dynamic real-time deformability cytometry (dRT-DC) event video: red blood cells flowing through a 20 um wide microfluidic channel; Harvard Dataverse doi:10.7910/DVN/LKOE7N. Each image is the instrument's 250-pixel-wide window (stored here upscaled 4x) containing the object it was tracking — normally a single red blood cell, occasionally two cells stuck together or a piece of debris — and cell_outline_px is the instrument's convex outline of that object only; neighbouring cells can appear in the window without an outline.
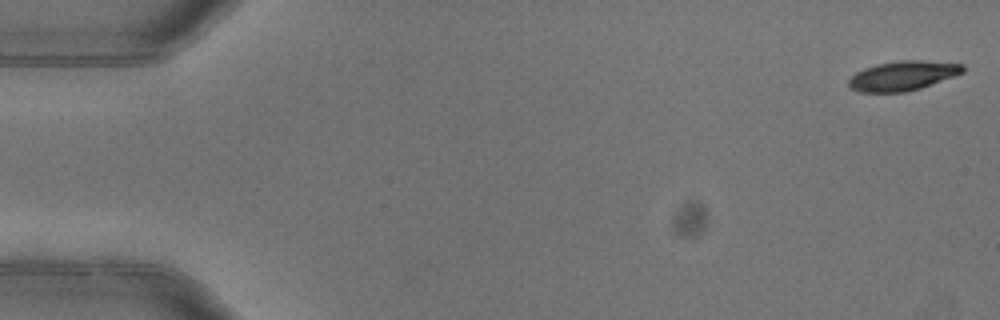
{"species": "common noctule bat (a hibernating species)", "species_latin": "Nyctalus noctula", "temperature_condition": "warm", "stored_images_in_passage": 5, "camera_frame_rate_fps": 3000, "um_per_image_px": 0.085, "animal": {"sex": "female"}, "frame": {"image": 1, "passage_image": 1, "time_ms": 0.0, "image_size_px": [1000, 320], "cell_outline_px": [[964, 72], [920, 88], [904, 92], [860, 92], [852, 88], [848, 84], [848, 80], [856, 72], [864, 68], [876, 64], [900, 60], [920, 60], [964, 64]], "centroid_in_image_um": [76.72, 6.43], "position_along_channel_um": 8.3, "area_um2": 19.48}}
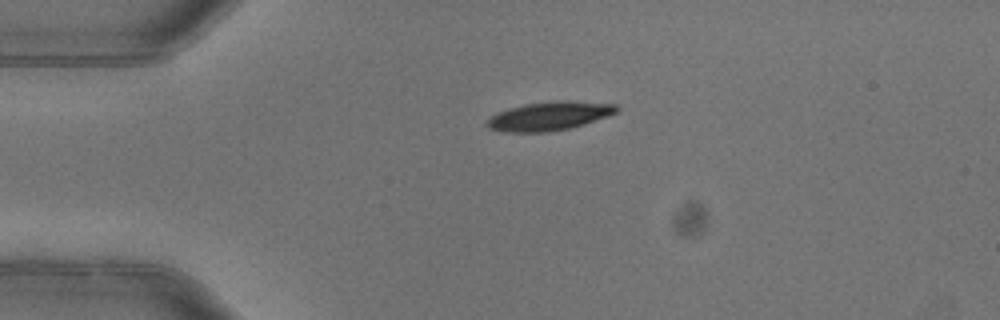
{"frame": {"image": 2, "passage_image": 3, "time_ms": 0.667, "image_size_px": [1000, 320], "cell_outline_px": [[620, 108], [616, 112], [608, 116], [584, 124], [568, 128], [548, 132], [504, 132], [488, 128], [484, 124], [492, 116], [508, 108], [524, 104], [556, 100], [568, 100], [616, 104]], "centroid_in_image_um": [46.7, 9.86], "position_along_channel_um": 38.3, "area_um2": 21.73}}
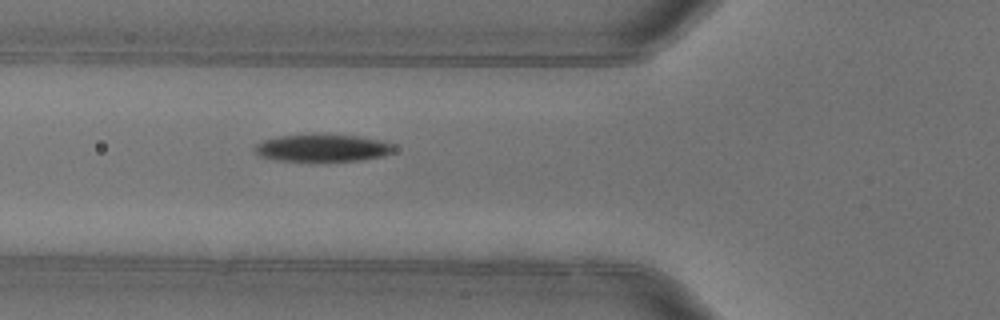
{"frame": {"image": 3, "passage_image": 5, "time_ms": 1.333, "image_size_px": [1000, 320], "cell_outline_px": [[396, 148], [392, 152], [384, 156], [360, 160], [276, 160], [260, 156], [252, 148], [256, 144], [264, 140], [280, 136], [312, 132], [320, 132], [360, 136], [384, 140], [392, 144]], "centroid_in_image_um": [27.44, 12.52], "position_along_channel_um": 98.4, "area_um2": 22.72}}